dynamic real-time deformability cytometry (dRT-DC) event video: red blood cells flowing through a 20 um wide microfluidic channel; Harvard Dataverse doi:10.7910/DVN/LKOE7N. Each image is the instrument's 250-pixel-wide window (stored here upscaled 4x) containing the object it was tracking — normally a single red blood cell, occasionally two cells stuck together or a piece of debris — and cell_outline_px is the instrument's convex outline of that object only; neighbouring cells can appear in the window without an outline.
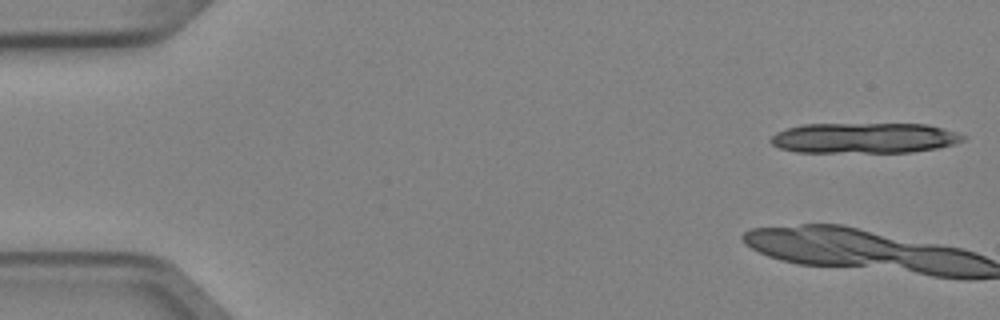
{"species": "Egyptian fruit bat (a non-hibernating species)", "species_latin": "Rousettus aegyptiacus", "temperature_condition": "cold", "stored_images_in_passage": 6, "camera_frame_rate_fps": 3000, "um_per_image_px": 0.085, "animal": {"sex": "female"}, "frame": {"image": 1, "passage_image": 1, "time_ms": 0.0, "image_size_px": [1000, 320], "cell_outline_px": [[968, 136], [964, 140], [952, 144], [936, 148], [912, 152], [796, 152], [780, 148], [772, 144], [768, 140], [776, 132], [788, 128], [804, 124], [928, 124], [956, 132]], "centroid_in_image_um": [73.46, 11.73], "position_along_channel_um": 11.5, "area_um2": 34.16}}